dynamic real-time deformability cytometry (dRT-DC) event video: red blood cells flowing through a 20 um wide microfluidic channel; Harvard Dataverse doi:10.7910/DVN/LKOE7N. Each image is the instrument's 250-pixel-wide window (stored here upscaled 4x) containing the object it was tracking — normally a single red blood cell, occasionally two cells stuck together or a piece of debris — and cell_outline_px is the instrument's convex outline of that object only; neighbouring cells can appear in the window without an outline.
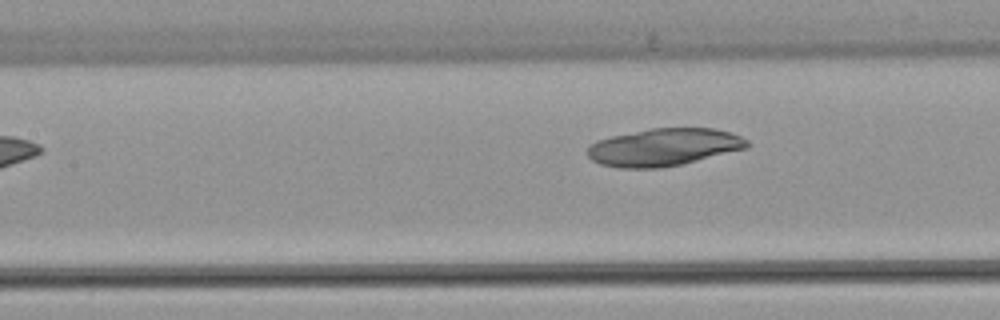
{"species": "common noctule bat (a hibernating species)", "species_latin": "Nyctalus noctula", "temperature_condition": "warm", "stored_images_in_passage": 7, "camera_frame_rate_fps": 3000, "um_per_image_px": 0.085, "animal": {"sex": "female", "body_mass_g": 22.7, "forearm_length_mm": 54.2}, "frame": {"image": 1, "passage_image": 7, "time_ms": 7.333, "image_size_px": [1000, 320], "cell_outline_px": [[748, 148], [684, 164], [660, 168], [616, 168], [600, 164], [592, 160], [588, 156], [588, 148], [596, 140], [612, 136], [652, 128], [712, 128], [728, 132], [740, 136], [748, 140]], "centroid_in_image_um": [56.43, 12.52], "position_along_channel_um": 151.0, "area_um2": 34.91}}